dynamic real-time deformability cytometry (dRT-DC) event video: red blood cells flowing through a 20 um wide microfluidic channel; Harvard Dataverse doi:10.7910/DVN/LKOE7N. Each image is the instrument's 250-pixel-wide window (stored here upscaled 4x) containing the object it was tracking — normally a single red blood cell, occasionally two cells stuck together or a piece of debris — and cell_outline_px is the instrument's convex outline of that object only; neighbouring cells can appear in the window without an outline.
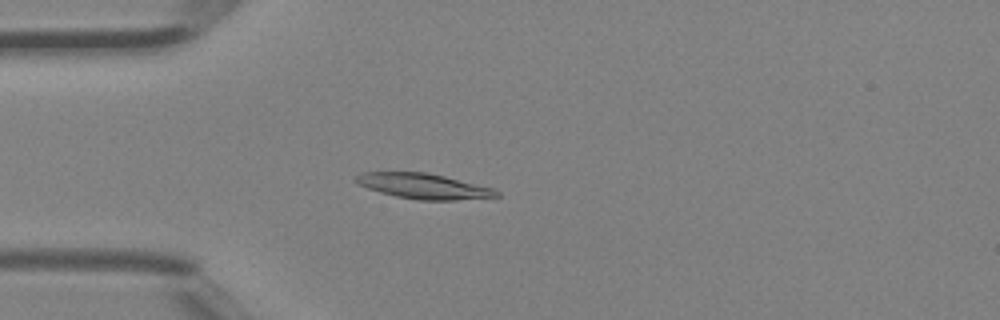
{"species": "Egyptian fruit bat (a non-hibernating species)", "species_latin": "Rousettus aegyptiacus", "temperature_condition": "room temperature", "stored_images_in_passage": 45, "camera_frame_rate_fps": 3000, "um_per_image_px": 0.085, "animal": {"sex": "female"}, "frame": {"image": 1, "passage_image": 12, "time_ms": 3.667, "image_size_px": [1000, 320], "cell_outline_px": [[500, 196], [456, 200], [420, 200], [396, 196], [380, 192], [368, 188], [360, 184], [356, 180], [356, 176], [364, 172], [424, 172], [444, 176], [492, 188], [500, 192]], "centroid_in_image_um": [36.02, 15.82], "position_along_channel_um": 49.0, "area_um2": 20.35}}
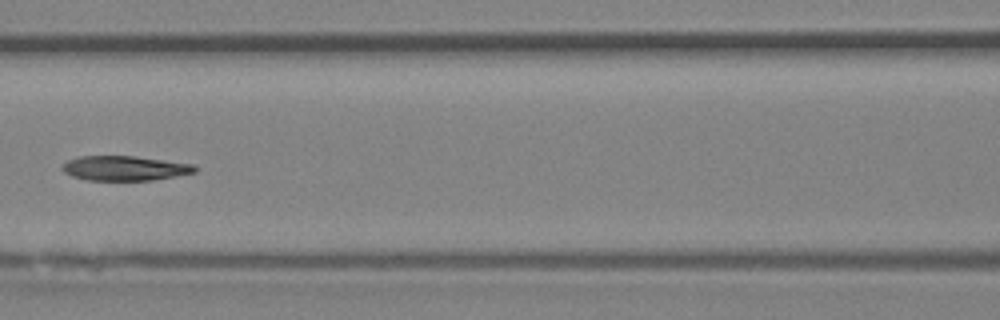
{"frame": {"image": 2, "passage_image": 20, "time_ms": 6.333, "image_size_px": [1000, 320], "cell_outline_px": [[196, 172], [176, 176], [152, 180], [84, 180], [72, 176], [64, 172], [60, 168], [68, 160], [76, 156], [136, 156], [196, 164]], "centroid_in_image_um": [10.6, 14.29], "position_along_channel_um": 156.0, "area_um2": 19.25}}
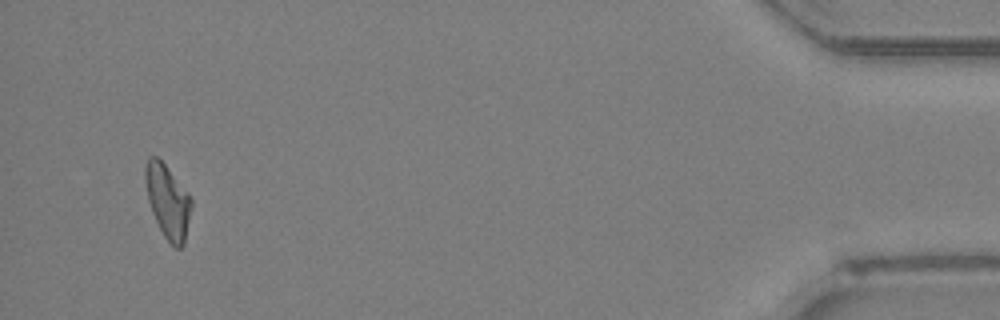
{"frame": {"image": 3, "passage_image": 43, "time_ms": 14.0, "image_size_px": [1000, 320], "cell_outline_px": [[192, 204], [184, 244], [180, 248], [176, 248], [164, 236], [152, 212], [148, 200], [144, 180], [144, 164], [148, 156], [156, 156], [164, 164], [188, 192], [192, 200]], "centroid_in_image_um": [14.24, 17.08], "position_along_channel_um": 421.0, "area_um2": 19.65}}